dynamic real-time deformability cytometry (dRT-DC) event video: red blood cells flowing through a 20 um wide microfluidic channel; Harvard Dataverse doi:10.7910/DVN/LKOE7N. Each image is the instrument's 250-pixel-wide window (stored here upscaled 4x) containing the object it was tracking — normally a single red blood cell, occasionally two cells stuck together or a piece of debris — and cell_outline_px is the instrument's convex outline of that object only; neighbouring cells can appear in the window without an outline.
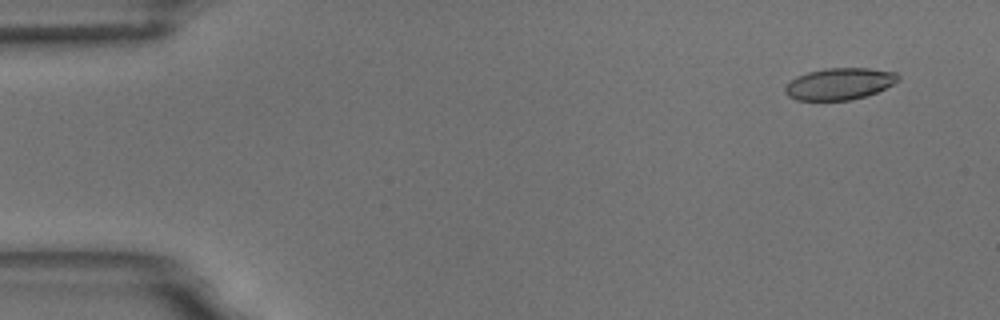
{"species": "common noctule bat (a hibernating species)", "species_latin": "Nyctalus noctula", "temperature_condition": "room temperature", "stored_images_in_passage": 9, "camera_frame_rate_fps": 3000, "um_per_image_px": 0.085, "animal": {"sex": "male", "body_mass_g": 18.8}, "frame": {"image": 1, "passage_image": 1, "time_ms": 0.0, "image_size_px": [1000, 320], "cell_outline_px": [[900, 80], [876, 92], [864, 96], [848, 100], [796, 100], [788, 96], [784, 92], [784, 88], [796, 76], [808, 72], [824, 68], [868, 68], [896, 72], [900, 76]], "centroid_in_image_um": [71.35, 7.11], "position_along_channel_um": 13.7, "area_um2": 20.81}}
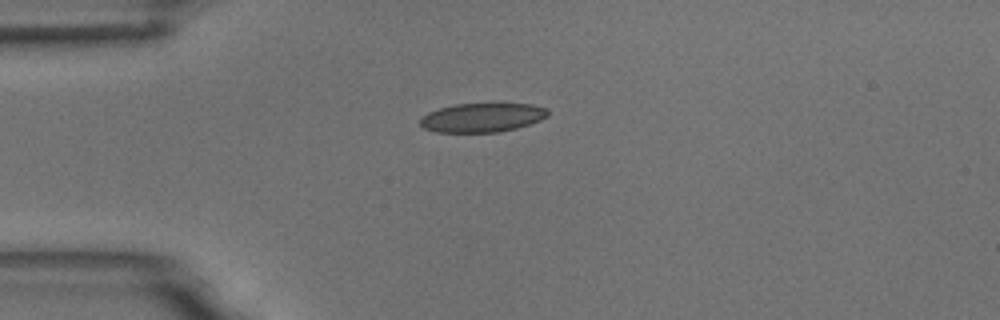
{"frame": {"image": 2, "passage_image": 4, "time_ms": 3.333, "image_size_px": [1000, 320], "cell_outline_px": [[548, 116], [540, 120], [516, 128], [500, 132], [436, 132], [424, 128], [420, 124], [420, 120], [428, 112], [440, 108], [456, 104], [492, 100], [532, 104], [548, 108]], "centroid_in_image_um": [41.05, 9.93], "position_along_channel_um": 44.0, "area_um2": 22.54}}
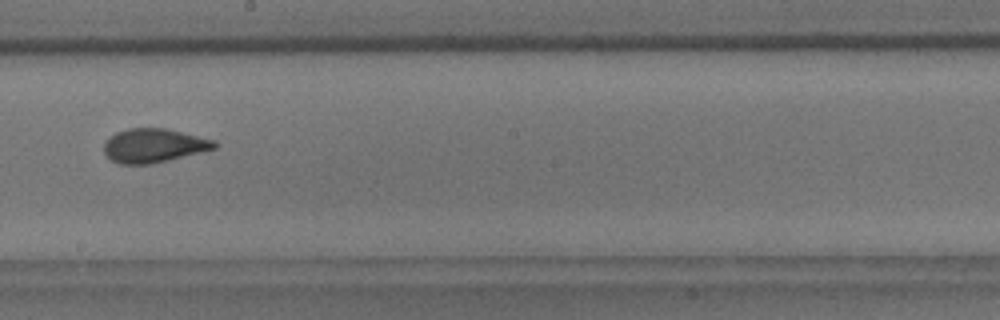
{"frame": {"image": 3, "passage_image": 9, "time_ms": 9.0, "image_size_px": [1000, 320], "cell_outline_px": [[220, 144], [216, 148], [152, 164], [120, 164], [112, 160], [104, 152], [104, 144], [116, 132], [128, 128], [164, 128], [216, 140]], "centroid_in_image_um": [13.1, 12.37], "position_along_channel_um": 235.1, "area_um2": 21.68}}